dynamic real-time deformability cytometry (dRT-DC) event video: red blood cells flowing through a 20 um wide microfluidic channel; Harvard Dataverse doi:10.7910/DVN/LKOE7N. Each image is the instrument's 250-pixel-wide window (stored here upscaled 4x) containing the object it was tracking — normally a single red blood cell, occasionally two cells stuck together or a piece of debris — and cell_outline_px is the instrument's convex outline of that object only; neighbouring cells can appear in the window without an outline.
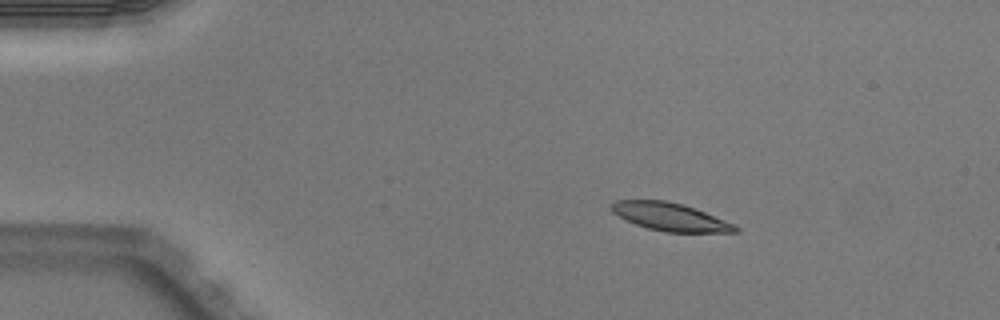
{"species": "Egyptian fruit bat (a non-hibernating species)", "species_latin": "Rousettus aegyptiacus", "temperature_condition": "warm", "stored_images_in_passage": 3, "camera_frame_rate_fps": 3000, "um_per_image_px": 0.085, "animal": {"sex": "male"}, "frame": {"image": 1, "passage_image": 1, "time_ms": 0.0, "image_size_px": [1000, 320], "cell_outline_px": [[740, 232], [664, 232], [648, 228], [636, 224], [612, 212], [612, 204], [616, 200], [664, 200], [684, 204], [704, 212], [732, 224], [740, 228]], "centroid_in_image_um": [56.97, 18.43], "position_along_channel_um": 28.0, "area_um2": 19.77}}